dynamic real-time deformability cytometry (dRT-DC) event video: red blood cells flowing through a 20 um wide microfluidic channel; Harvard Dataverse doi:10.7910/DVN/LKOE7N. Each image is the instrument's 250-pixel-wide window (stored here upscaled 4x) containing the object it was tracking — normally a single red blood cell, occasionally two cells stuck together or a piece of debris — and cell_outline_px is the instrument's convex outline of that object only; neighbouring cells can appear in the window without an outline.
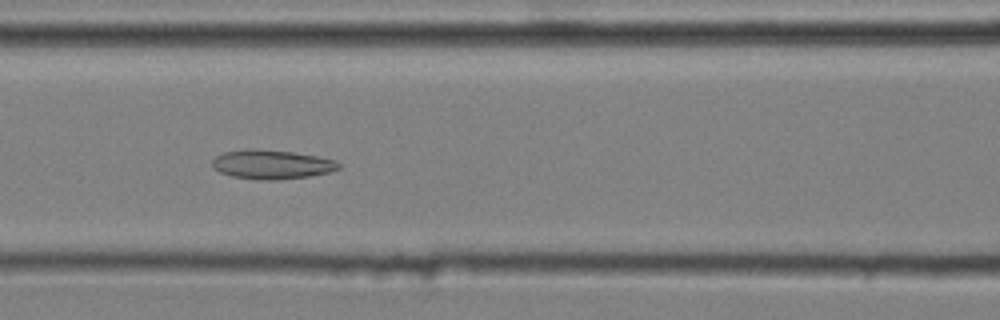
{"species": "common noctule bat (a hibernating species)", "species_latin": "Nyctalus noctula", "temperature_condition": "cold", "stored_images_in_passage": 51, "camera_frame_rate_fps": 3000, "um_per_image_px": 0.085, "animal": {"sex": "male", "body_mass_g": 20.4}, "frame": {"image": 1, "passage_image": 22, "time_ms": 7.0, "image_size_px": [1000, 320], "cell_outline_px": [[340, 168], [328, 172], [308, 176], [272, 180], [260, 180], [232, 176], [220, 172], [212, 168], [212, 160], [216, 156], [224, 152], [248, 148], [252, 148], [292, 152], [320, 156], [336, 160], [340, 164]], "centroid_in_image_um": [23.08, 13.96], "position_along_channel_um": 143.5, "area_um2": 21.5}}
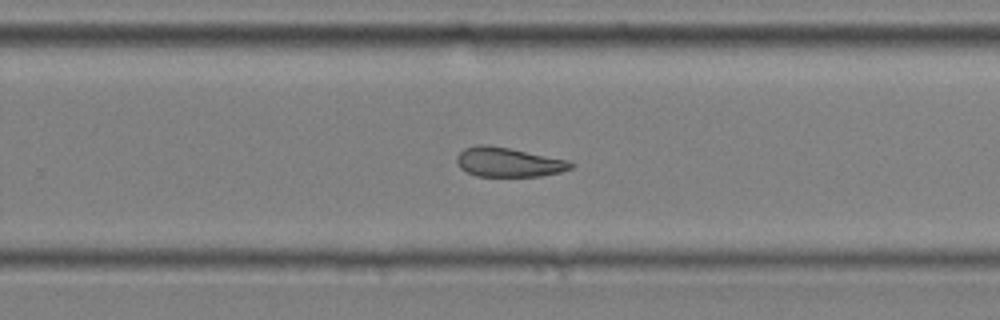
{"frame": {"image": 2, "passage_image": 34, "time_ms": 11.0, "image_size_px": [1000, 320], "cell_outline_px": [[572, 168], [560, 172], [540, 176], [476, 176], [460, 168], [456, 160], [456, 156], [464, 148], [476, 144], [488, 144], [568, 160], [572, 164]], "centroid_in_image_um": [43.17, 13.78], "position_along_channel_um": 286.6, "area_um2": 19.42}}
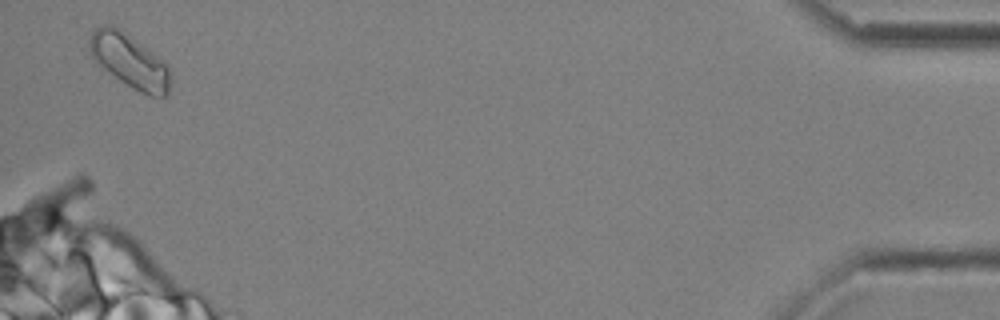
{"frame": {"image": 3, "passage_image": 51, "time_ms": 16.667, "image_size_px": [1000, 320], "cell_outline_px": [[172, 76], [168, 96], [152, 96], [140, 92], [132, 88], [96, 64], [88, 48], [88, 40], [92, 32], [96, 28], [104, 24], [108, 24], [116, 28], [164, 60], [168, 64], [172, 72]], "centroid_in_image_um": [11.04, 5.22], "position_along_channel_um": 424.2, "area_um2": 25.32}, "authors_computed_cell_mechanics": {"area_um2": 21.386, "velocity_mm_per_s": 3.5818, "shape_relaxation_time_tau1_ms": null, "shape_relaxation_time_tau2_ms": 3.6589, "deformation_change_tau1": null, "deformation_change_tau2": 0.1142}}